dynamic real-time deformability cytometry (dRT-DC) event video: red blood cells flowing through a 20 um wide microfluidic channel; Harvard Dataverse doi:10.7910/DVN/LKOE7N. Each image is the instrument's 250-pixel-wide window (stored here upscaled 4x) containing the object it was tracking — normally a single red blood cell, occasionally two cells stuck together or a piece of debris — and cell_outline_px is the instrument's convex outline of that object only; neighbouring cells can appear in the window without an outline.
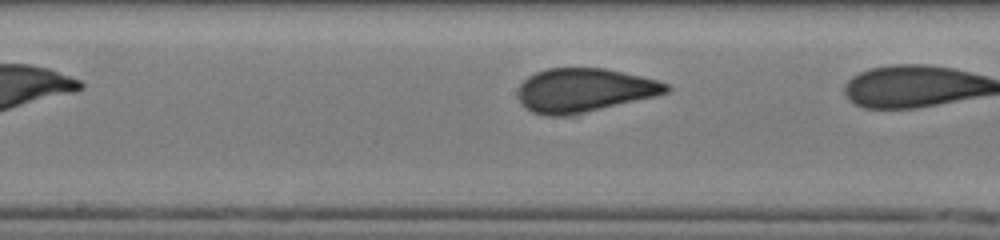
{"species": "human", "species_latin": "Homo sapiens", "temperature_condition": "cold", "stored_images_in_passage": 9, "camera_frame_rate_fps": 3000, "um_per_image_px": 0.085, "donor": {"sex": "male"}, "frame": {"image": 1, "passage_image": 7, "time_ms": 2.0, "image_size_px": [1000, 240], "cell_outline_px": [[672, 88], [668, 92], [656, 96], [572, 116], [548, 116], [532, 112], [524, 108], [520, 100], [520, 84], [528, 76], [536, 72], [548, 68], [604, 68], [640, 76], [656, 80], [668, 84]], "centroid_in_image_um": [49.67, 7.68], "position_along_channel_um": 198.5, "area_um2": 37.92}}